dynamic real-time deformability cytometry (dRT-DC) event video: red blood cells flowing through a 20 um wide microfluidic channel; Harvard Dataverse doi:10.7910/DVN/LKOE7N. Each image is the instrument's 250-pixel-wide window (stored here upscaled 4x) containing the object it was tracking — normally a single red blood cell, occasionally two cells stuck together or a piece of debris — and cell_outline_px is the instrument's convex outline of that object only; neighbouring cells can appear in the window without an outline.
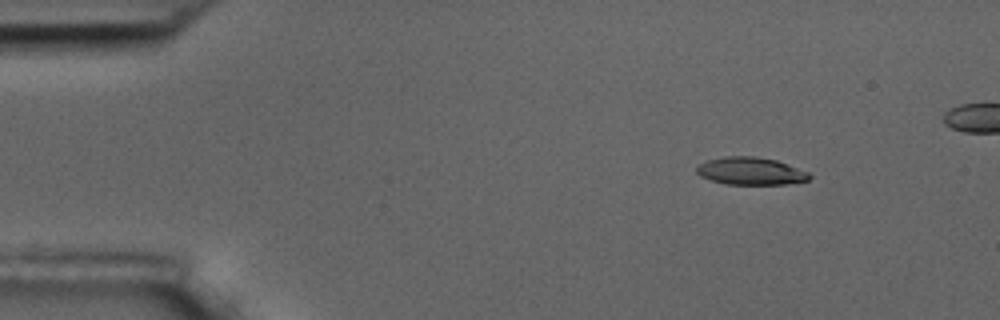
{"species": "common noctule bat (a hibernating species)", "species_latin": "Nyctalus noctula", "temperature_condition": "room temperature", "stored_images_in_passage": 46, "camera_frame_rate_fps": 3000, "um_per_image_px": 0.085, "animal": {"sex": "male", "body_mass_g": 17.5, "forearm_length_mm": 52.3}, "frame": {"image": 1, "passage_image": 1, "time_ms": 0.0, "image_size_px": [1000, 320], "cell_outline_px": [[812, 176], [808, 180], [784, 184], [724, 184], [700, 176], [696, 172], [696, 168], [700, 164], [708, 160], [724, 156], [756, 156], [776, 160], [808, 172]], "centroid_in_image_um": [63.79, 14.54], "position_along_channel_um": 21.2, "area_um2": 17.98}}
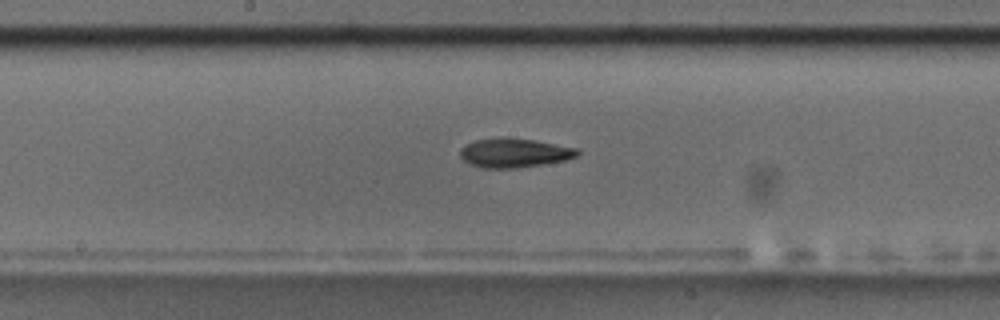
{"frame": {"image": 2, "passage_image": 23, "time_ms": 7.333, "image_size_px": [1000, 320], "cell_outline_px": [[580, 152], [576, 156], [564, 160], [544, 164], [516, 168], [484, 168], [472, 164], [464, 160], [460, 156], [460, 148], [464, 144], [476, 140], [536, 140], [576, 148]], "centroid_in_image_um": [43.72, 13.03], "position_along_channel_um": 204.5, "area_um2": 19.13}}
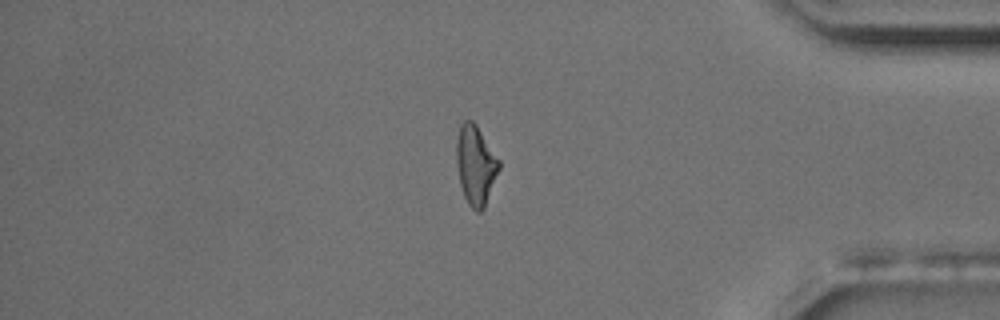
{"frame": {"image": 3, "passage_image": 41, "time_ms": 13.333, "image_size_px": [1000, 320], "cell_outline_px": [[500, 168], [484, 208], [480, 212], [476, 212], [468, 204], [464, 196], [460, 184], [456, 160], [456, 140], [460, 124], [464, 120], [472, 120], [476, 124], [500, 160]], "centroid_in_image_um": [40.42, 14.02], "position_along_channel_um": 394.8, "area_um2": 19.77}}